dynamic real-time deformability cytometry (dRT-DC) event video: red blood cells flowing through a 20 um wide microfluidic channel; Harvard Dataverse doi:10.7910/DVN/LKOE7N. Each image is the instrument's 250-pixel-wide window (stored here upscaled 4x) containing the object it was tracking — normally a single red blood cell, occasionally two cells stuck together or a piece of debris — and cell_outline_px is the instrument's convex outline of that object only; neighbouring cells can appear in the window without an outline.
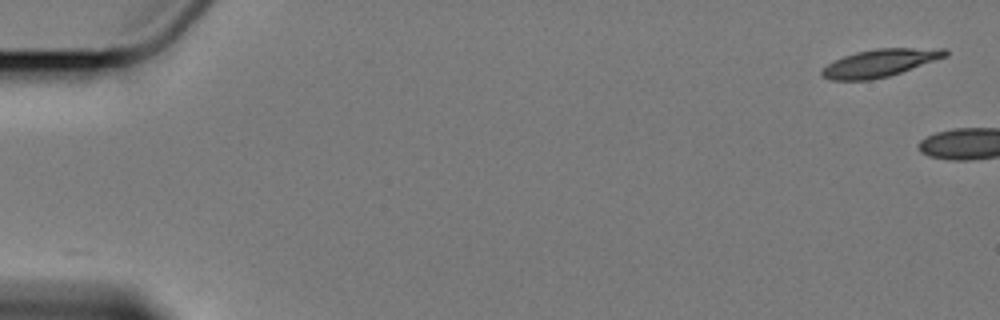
{"species": "Egyptian fruit bat (a non-hibernating species)", "species_latin": "Rousettus aegyptiacus", "temperature_condition": "cold", "stored_images_in_passage": 5, "camera_frame_rate_fps": 3000, "um_per_image_px": 0.085, "animal": {"sex": "female"}, "frame": {"image": 1, "passage_image": 1, "time_ms": 0.0, "image_size_px": [1000, 320], "cell_outline_px": [[948, 56], [888, 76], [872, 80], [832, 80], [820, 76], [820, 68], [844, 56], [856, 52], [876, 48], [948, 48]], "centroid_in_image_um": [74.78, 5.35], "position_along_channel_um": 10.2, "area_um2": 19.88}}